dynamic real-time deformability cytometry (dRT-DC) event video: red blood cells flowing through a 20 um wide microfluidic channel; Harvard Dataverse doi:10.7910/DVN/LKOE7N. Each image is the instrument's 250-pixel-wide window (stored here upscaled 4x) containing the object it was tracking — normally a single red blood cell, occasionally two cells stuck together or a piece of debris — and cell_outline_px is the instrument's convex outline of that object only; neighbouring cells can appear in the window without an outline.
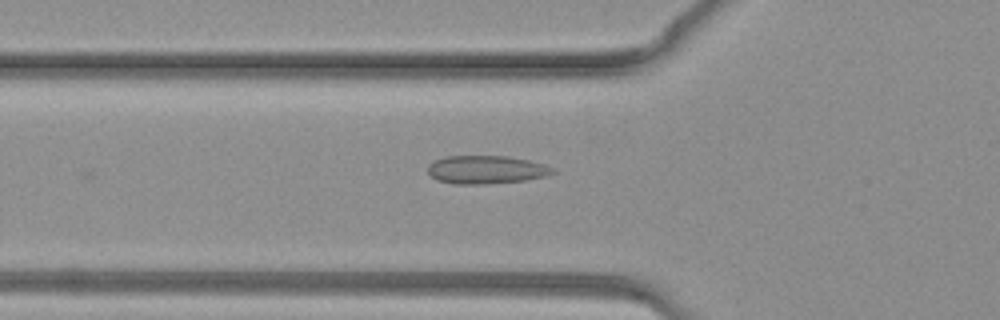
{"species": "common noctule bat (a hibernating species)", "species_latin": "Nyctalus noctula", "temperature_condition": "warm", "stored_images_in_passage": 33, "camera_frame_rate_fps": 3000, "um_per_image_px": 0.085, "animal": {"sex": "female", "body_mass_g": 19.3, "forearm_length_mm": 54.1}, "frame": {"image": 1, "passage_image": 11, "time_ms": 3.333, "image_size_px": [1000, 320], "cell_outline_px": [[556, 172], [544, 176], [524, 180], [484, 184], [452, 184], [436, 180], [428, 172], [428, 164], [432, 160], [444, 156], [508, 156], [528, 160], [544, 164], [556, 168]], "centroid_in_image_um": [41.29, 14.41], "position_along_channel_um": 84.5, "area_um2": 20.69}}
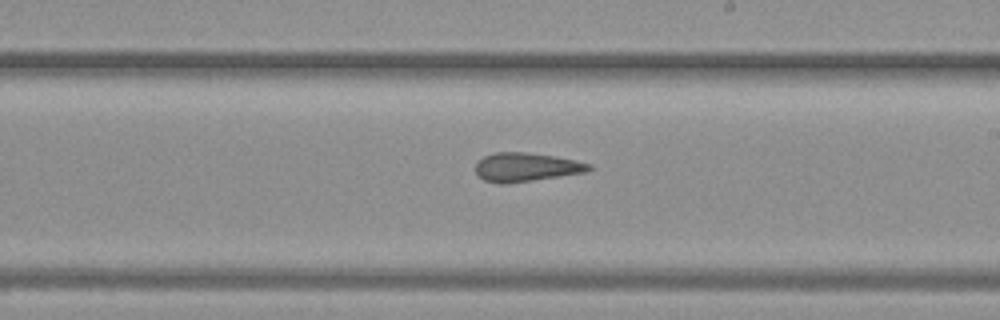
{"frame": {"image": 2, "passage_image": 20, "time_ms": 6.333, "image_size_px": [1000, 320], "cell_outline_px": [[592, 168], [584, 172], [508, 184], [500, 184], [484, 180], [476, 172], [476, 164], [484, 156], [496, 152], [524, 152], [556, 156], [576, 160], [592, 164]], "centroid_in_image_um": [44.72, 14.2], "position_along_channel_um": 244.3, "area_um2": 18.9}}
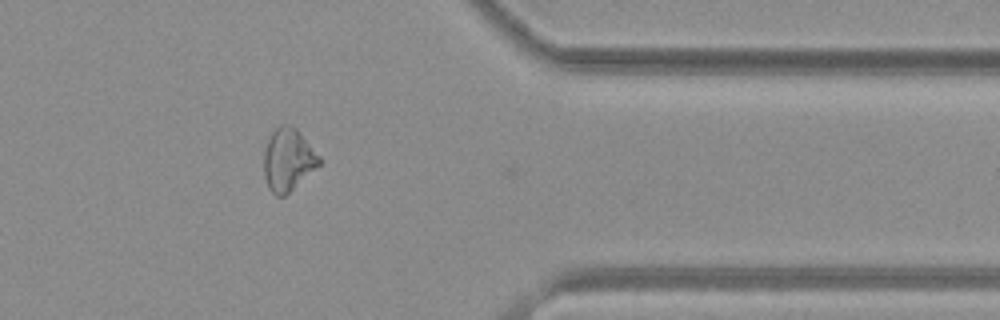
{"frame": {"image": 3, "passage_image": 29, "time_ms": 9.333, "image_size_px": [1000, 320], "cell_outline_px": [[320, 164], [284, 196], [276, 196], [268, 188], [264, 176], [264, 152], [268, 140], [272, 132], [280, 124], [288, 124], [296, 128], [300, 132], [320, 156]], "centroid_in_image_um": [24.47, 13.56], "position_along_channel_um": 386.9, "area_um2": 19.94}}